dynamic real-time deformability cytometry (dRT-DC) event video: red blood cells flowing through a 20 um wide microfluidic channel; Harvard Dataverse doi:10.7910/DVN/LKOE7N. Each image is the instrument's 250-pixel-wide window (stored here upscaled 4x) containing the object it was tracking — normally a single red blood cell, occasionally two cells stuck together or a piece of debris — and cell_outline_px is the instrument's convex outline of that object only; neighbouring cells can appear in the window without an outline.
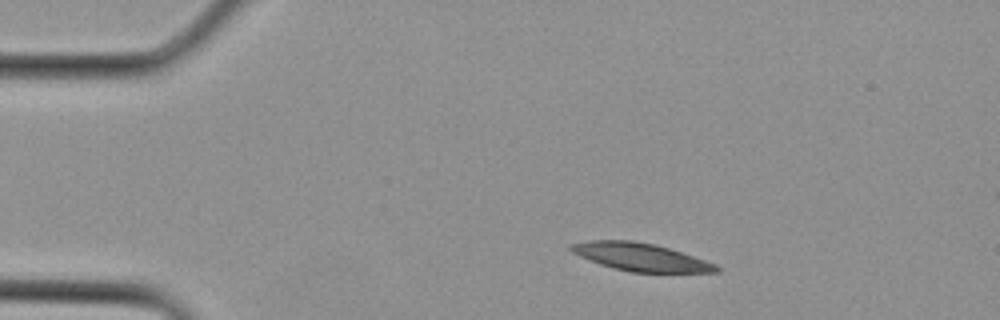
{"species": "Egyptian fruit bat (a non-hibernating species)", "species_latin": "Rousettus aegyptiacus", "temperature_condition": "cold", "stored_images_in_passage": 2, "camera_frame_rate_fps": 3000, "um_per_image_px": 0.085, "animal": {"sex": "female"}, "frame": {"image": 1, "passage_image": 2, "time_ms": 0.333, "image_size_px": [1000, 320], "cell_outline_px": [[720, 272], [632, 272], [612, 268], [600, 264], [580, 256], [572, 252], [568, 248], [568, 244], [592, 240], [632, 240], [656, 244], [716, 264], [720, 268]], "centroid_in_image_um": [54.41, 21.84], "position_along_channel_um": 30.6, "area_um2": 23.41}}